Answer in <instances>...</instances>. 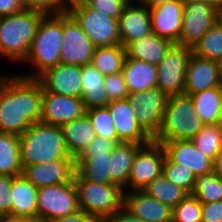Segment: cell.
Returning a JSON list of instances; mask_svg holds the SVG:
<instances>
[{
    "label": "cell",
    "instance_id": "24",
    "mask_svg": "<svg viewBox=\"0 0 222 222\" xmlns=\"http://www.w3.org/2000/svg\"><path fill=\"white\" fill-rule=\"evenodd\" d=\"M38 188L23 174L13 176L11 187V215L28 217L38 222Z\"/></svg>",
    "mask_w": 222,
    "mask_h": 222
},
{
    "label": "cell",
    "instance_id": "5",
    "mask_svg": "<svg viewBox=\"0 0 222 222\" xmlns=\"http://www.w3.org/2000/svg\"><path fill=\"white\" fill-rule=\"evenodd\" d=\"M203 125L190 95L168 96L161 126L152 140L156 142L191 140L202 129Z\"/></svg>",
    "mask_w": 222,
    "mask_h": 222
},
{
    "label": "cell",
    "instance_id": "35",
    "mask_svg": "<svg viewBox=\"0 0 222 222\" xmlns=\"http://www.w3.org/2000/svg\"><path fill=\"white\" fill-rule=\"evenodd\" d=\"M200 203H210L222 200V177L213 170L197 176L191 193Z\"/></svg>",
    "mask_w": 222,
    "mask_h": 222
},
{
    "label": "cell",
    "instance_id": "16",
    "mask_svg": "<svg viewBox=\"0 0 222 222\" xmlns=\"http://www.w3.org/2000/svg\"><path fill=\"white\" fill-rule=\"evenodd\" d=\"M76 159H55L24 166L22 174L37 188L74 181Z\"/></svg>",
    "mask_w": 222,
    "mask_h": 222
},
{
    "label": "cell",
    "instance_id": "28",
    "mask_svg": "<svg viewBox=\"0 0 222 222\" xmlns=\"http://www.w3.org/2000/svg\"><path fill=\"white\" fill-rule=\"evenodd\" d=\"M81 76V99L86 110L95 107H106L110 101L104 87L105 76L91 64L82 65Z\"/></svg>",
    "mask_w": 222,
    "mask_h": 222
},
{
    "label": "cell",
    "instance_id": "19",
    "mask_svg": "<svg viewBox=\"0 0 222 222\" xmlns=\"http://www.w3.org/2000/svg\"><path fill=\"white\" fill-rule=\"evenodd\" d=\"M107 107L113 119L119 143L145 145L152 140L137 124L135 109L128 99L111 101Z\"/></svg>",
    "mask_w": 222,
    "mask_h": 222
},
{
    "label": "cell",
    "instance_id": "11",
    "mask_svg": "<svg viewBox=\"0 0 222 222\" xmlns=\"http://www.w3.org/2000/svg\"><path fill=\"white\" fill-rule=\"evenodd\" d=\"M219 19L220 11L214 6L200 1L184 0L182 31L178 45L192 49Z\"/></svg>",
    "mask_w": 222,
    "mask_h": 222
},
{
    "label": "cell",
    "instance_id": "17",
    "mask_svg": "<svg viewBox=\"0 0 222 222\" xmlns=\"http://www.w3.org/2000/svg\"><path fill=\"white\" fill-rule=\"evenodd\" d=\"M81 65H65L47 69L37 79L47 92L81 98L82 76Z\"/></svg>",
    "mask_w": 222,
    "mask_h": 222
},
{
    "label": "cell",
    "instance_id": "49",
    "mask_svg": "<svg viewBox=\"0 0 222 222\" xmlns=\"http://www.w3.org/2000/svg\"><path fill=\"white\" fill-rule=\"evenodd\" d=\"M61 1V13L68 12L72 7L86 3L87 0H60ZM69 4H66V3Z\"/></svg>",
    "mask_w": 222,
    "mask_h": 222
},
{
    "label": "cell",
    "instance_id": "9",
    "mask_svg": "<svg viewBox=\"0 0 222 222\" xmlns=\"http://www.w3.org/2000/svg\"><path fill=\"white\" fill-rule=\"evenodd\" d=\"M79 209L74 181L38 188V222H49Z\"/></svg>",
    "mask_w": 222,
    "mask_h": 222
},
{
    "label": "cell",
    "instance_id": "25",
    "mask_svg": "<svg viewBox=\"0 0 222 222\" xmlns=\"http://www.w3.org/2000/svg\"><path fill=\"white\" fill-rule=\"evenodd\" d=\"M122 74L130 94L157 88V65L126 57Z\"/></svg>",
    "mask_w": 222,
    "mask_h": 222
},
{
    "label": "cell",
    "instance_id": "18",
    "mask_svg": "<svg viewBox=\"0 0 222 222\" xmlns=\"http://www.w3.org/2000/svg\"><path fill=\"white\" fill-rule=\"evenodd\" d=\"M184 0H172L149 8L152 32L178 44L182 31Z\"/></svg>",
    "mask_w": 222,
    "mask_h": 222
},
{
    "label": "cell",
    "instance_id": "53",
    "mask_svg": "<svg viewBox=\"0 0 222 222\" xmlns=\"http://www.w3.org/2000/svg\"><path fill=\"white\" fill-rule=\"evenodd\" d=\"M216 125L222 130V104L220 107V112H219V116H218V120L216 122Z\"/></svg>",
    "mask_w": 222,
    "mask_h": 222
},
{
    "label": "cell",
    "instance_id": "33",
    "mask_svg": "<svg viewBox=\"0 0 222 222\" xmlns=\"http://www.w3.org/2000/svg\"><path fill=\"white\" fill-rule=\"evenodd\" d=\"M141 191L172 209L188 194L181 187L167 180L163 173L143 187Z\"/></svg>",
    "mask_w": 222,
    "mask_h": 222
},
{
    "label": "cell",
    "instance_id": "55",
    "mask_svg": "<svg viewBox=\"0 0 222 222\" xmlns=\"http://www.w3.org/2000/svg\"><path fill=\"white\" fill-rule=\"evenodd\" d=\"M120 1H123V2H125L126 4H132V3H133L132 0H120Z\"/></svg>",
    "mask_w": 222,
    "mask_h": 222
},
{
    "label": "cell",
    "instance_id": "29",
    "mask_svg": "<svg viewBox=\"0 0 222 222\" xmlns=\"http://www.w3.org/2000/svg\"><path fill=\"white\" fill-rule=\"evenodd\" d=\"M141 146L142 144L121 142L111 151L108 170L110 180L112 184L119 186L124 191L128 187V176L134 156Z\"/></svg>",
    "mask_w": 222,
    "mask_h": 222
},
{
    "label": "cell",
    "instance_id": "1",
    "mask_svg": "<svg viewBox=\"0 0 222 222\" xmlns=\"http://www.w3.org/2000/svg\"><path fill=\"white\" fill-rule=\"evenodd\" d=\"M43 86L37 78L0 76V132L22 135L42 115Z\"/></svg>",
    "mask_w": 222,
    "mask_h": 222
},
{
    "label": "cell",
    "instance_id": "44",
    "mask_svg": "<svg viewBox=\"0 0 222 222\" xmlns=\"http://www.w3.org/2000/svg\"><path fill=\"white\" fill-rule=\"evenodd\" d=\"M201 222H222V200L201 203Z\"/></svg>",
    "mask_w": 222,
    "mask_h": 222
},
{
    "label": "cell",
    "instance_id": "26",
    "mask_svg": "<svg viewBox=\"0 0 222 222\" xmlns=\"http://www.w3.org/2000/svg\"><path fill=\"white\" fill-rule=\"evenodd\" d=\"M174 44L155 33L129 43L126 49L127 58H136L152 65H158Z\"/></svg>",
    "mask_w": 222,
    "mask_h": 222
},
{
    "label": "cell",
    "instance_id": "45",
    "mask_svg": "<svg viewBox=\"0 0 222 222\" xmlns=\"http://www.w3.org/2000/svg\"><path fill=\"white\" fill-rule=\"evenodd\" d=\"M49 222H101V221L95 216H92L89 213H86L85 211L79 209L75 213L55 218Z\"/></svg>",
    "mask_w": 222,
    "mask_h": 222
},
{
    "label": "cell",
    "instance_id": "42",
    "mask_svg": "<svg viewBox=\"0 0 222 222\" xmlns=\"http://www.w3.org/2000/svg\"><path fill=\"white\" fill-rule=\"evenodd\" d=\"M13 176L0 174V216L11 215Z\"/></svg>",
    "mask_w": 222,
    "mask_h": 222
},
{
    "label": "cell",
    "instance_id": "15",
    "mask_svg": "<svg viewBox=\"0 0 222 222\" xmlns=\"http://www.w3.org/2000/svg\"><path fill=\"white\" fill-rule=\"evenodd\" d=\"M86 113L81 98L47 92L43 89L41 122L62 126Z\"/></svg>",
    "mask_w": 222,
    "mask_h": 222
},
{
    "label": "cell",
    "instance_id": "31",
    "mask_svg": "<svg viewBox=\"0 0 222 222\" xmlns=\"http://www.w3.org/2000/svg\"><path fill=\"white\" fill-rule=\"evenodd\" d=\"M190 97L202 123L216 124L222 104V86L190 94Z\"/></svg>",
    "mask_w": 222,
    "mask_h": 222
},
{
    "label": "cell",
    "instance_id": "8",
    "mask_svg": "<svg viewBox=\"0 0 222 222\" xmlns=\"http://www.w3.org/2000/svg\"><path fill=\"white\" fill-rule=\"evenodd\" d=\"M118 143V140L96 136L76 159V172L85 180L112 184L108 170L111 151Z\"/></svg>",
    "mask_w": 222,
    "mask_h": 222
},
{
    "label": "cell",
    "instance_id": "43",
    "mask_svg": "<svg viewBox=\"0 0 222 222\" xmlns=\"http://www.w3.org/2000/svg\"><path fill=\"white\" fill-rule=\"evenodd\" d=\"M26 8L47 14H61L60 0H22Z\"/></svg>",
    "mask_w": 222,
    "mask_h": 222
},
{
    "label": "cell",
    "instance_id": "23",
    "mask_svg": "<svg viewBox=\"0 0 222 222\" xmlns=\"http://www.w3.org/2000/svg\"><path fill=\"white\" fill-rule=\"evenodd\" d=\"M120 44L126 47L129 43L152 33L151 16L146 5L127 4L118 18Z\"/></svg>",
    "mask_w": 222,
    "mask_h": 222
},
{
    "label": "cell",
    "instance_id": "13",
    "mask_svg": "<svg viewBox=\"0 0 222 222\" xmlns=\"http://www.w3.org/2000/svg\"><path fill=\"white\" fill-rule=\"evenodd\" d=\"M130 105L135 109L137 124L153 139L161 126L162 115L168 96L158 88L129 94Z\"/></svg>",
    "mask_w": 222,
    "mask_h": 222
},
{
    "label": "cell",
    "instance_id": "7",
    "mask_svg": "<svg viewBox=\"0 0 222 222\" xmlns=\"http://www.w3.org/2000/svg\"><path fill=\"white\" fill-rule=\"evenodd\" d=\"M68 12L95 47L120 44L118 19L108 17L86 3L72 7Z\"/></svg>",
    "mask_w": 222,
    "mask_h": 222
},
{
    "label": "cell",
    "instance_id": "40",
    "mask_svg": "<svg viewBox=\"0 0 222 222\" xmlns=\"http://www.w3.org/2000/svg\"><path fill=\"white\" fill-rule=\"evenodd\" d=\"M104 85L110 102L127 99L130 94L122 71L105 76Z\"/></svg>",
    "mask_w": 222,
    "mask_h": 222
},
{
    "label": "cell",
    "instance_id": "56",
    "mask_svg": "<svg viewBox=\"0 0 222 222\" xmlns=\"http://www.w3.org/2000/svg\"><path fill=\"white\" fill-rule=\"evenodd\" d=\"M220 19L222 20V9L220 11Z\"/></svg>",
    "mask_w": 222,
    "mask_h": 222
},
{
    "label": "cell",
    "instance_id": "21",
    "mask_svg": "<svg viewBox=\"0 0 222 222\" xmlns=\"http://www.w3.org/2000/svg\"><path fill=\"white\" fill-rule=\"evenodd\" d=\"M159 143L162 144L166 157L172 163L186 166L196 177L213 170V161L204 155L191 140H173Z\"/></svg>",
    "mask_w": 222,
    "mask_h": 222
},
{
    "label": "cell",
    "instance_id": "14",
    "mask_svg": "<svg viewBox=\"0 0 222 222\" xmlns=\"http://www.w3.org/2000/svg\"><path fill=\"white\" fill-rule=\"evenodd\" d=\"M63 45L60 63L65 65L91 64L95 46L69 13H63Z\"/></svg>",
    "mask_w": 222,
    "mask_h": 222
},
{
    "label": "cell",
    "instance_id": "22",
    "mask_svg": "<svg viewBox=\"0 0 222 222\" xmlns=\"http://www.w3.org/2000/svg\"><path fill=\"white\" fill-rule=\"evenodd\" d=\"M123 208L145 222H172V208L141 190L123 194Z\"/></svg>",
    "mask_w": 222,
    "mask_h": 222
},
{
    "label": "cell",
    "instance_id": "39",
    "mask_svg": "<svg viewBox=\"0 0 222 222\" xmlns=\"http://www.w3.org/2000/svg\"><path fill=\"white\" fill-rule=\"evenodd\" d=\"M172 222H201V203L187 194L172 210Z\"/></svg>",
    "mask_w": 222,
    "mask_h": 222
},
{
    "label": "cell",
    "instance_id": "47",
    "mask_svg": "<svg viewBox=\"0 0 222 222\" xmlns=\"http://www.w3.org/2000/svg\"><path fill=\"white\" fill-rule=\"evenodd\" d=\"M105 222H145L142 219L133 216L123 207L113 216L109 217Z\"/></svg>",
    "mask_w": 222,
    "mask_h": 222
},
{
    "label": "cell",
    "instance_id": "6",
    "mask_svg": "<svg viewBox=\"0 0 222 222\" xmlns=\"http://www.w3.org/2000/svg\"><path fill=\"white\" fill-rule=\"evenodd\" d=\"M79 208L105 222L123 207L124 191L114 184H99L74 176Z\"/></svg>",
    "mask_w": 222,
    "mask_h": 222
},
{
    "label": "cell",
    "instance_id": "27",
    "mask_svg": "<svg viewBox=\"0 0 222 222\" xmlns=\"http://www.w3.org/2000/svg\"><path fill=\"white\" fill-rule=\"evenodd\" d=\"M61 129L68 152L76 159L96 137L95 129L86 113L69 123L63 124Z\"/></svg>",
    "mask_w": 222,
    "mask_h": 222
},
{
    "label": "cell",
    "instance_id": "34",
    "mask_svg": "<svg viewBox=\"0 0 222 222\" xmlns=\"http://www.w3.org/2000/svg\"><path fill=\"white\" fill-rule=\"evenodd\" d=\"M197 56L220 62L222 60V20L219 19L192 48Z\"/></svg>",
    "mask_w": 222,
    "mask_h": 222
},
{
    "label": "cell",
    "instance_id": "46",
    "mask_svg": "<svg viewBox=\"0 0 222 222\" xmlns=\"http://www.w3.org/2000/svg\"><path fill=\"white\" fill-rule=\"evenodd\" d=\"M25 8L22 0H0V17L18 13Z\"/></svg>",
    "mask_w": 222,
    "mask_h": 222
},
{
    "label": "cell",
    "instance_id": "20",
    "mask_svg": "<svg viewBox=\"0 0 222 222\" xmlns=\"http://www.w3.org/2000/svg\"><path fill=\"white\" fill-rule=\"evenodd\" d=\"M221 86L219 62L192 53L186 70L184 94H195Z\"/></svg>",
    "mask_w": 222,
    "mask_h": 222
},
{
    "label": "cell",
    "instance_id": "38",
    "mask_svg": "<svg viewBox=\"0 0 222 222\" xmlns=\"http://www.w3.org/2000/svg\"><path fill=\"white\" fill-rule=\"evenodd\" d=\"M86 114L91 120L96 136L118 140L117 131L108 107H95L86 110Z\"/></svg>",
    "mask_w": 222,
    "mask_h": 222
},
{
    "label": "cell",
    "instance_id": "10",
    "mask_svg": "<svg viewBox=\"0 0 222 222\" xmlns=\"http://www.w3.org/2000/svg\"><path fill=\"white\" fill-rule=\"evenodd\" d=\"M192 49L174 44L157 65V88L167 96L184 94L186 70Z\"/></svg>",
    "mask_w": 222,
    "mask_h": 222
},
{
    "label": "cell",
    "instance_id": "52",
    "mask_svg": "<svg viewBox=\"0 0 222 222\" xmlns=\"http://www.w3.org/2000/svg\"><path fill=\"white\" fill-rule=\"evenodd\" d=\"M192 1H200V2H204V3H208L212 6H214L219 11H221V9H222V0H192Z\"/></svg>",
    "mask_w": 222,
    "mask_h": 222
},
{
    "label": "cell",
    "instance_id": "37",
    "mask_svg": "<svg viewBox=\"0 0 222 222\" xmlns=\"http://www.w3.org/2000/svg\"><path fill=\"white\" fill-rule=\"evenodd\" d=\"M162 173L167 180L181 187L188 194L192 193L196 176L189 168L181 164L172 163L167 157H165Z\"/></svg>",
    "mask_w": 222,
    "mask_h": 222
},
{
    "label": "cell",
    "instance_id": "48",
    "mask_svg": "<svg viewBox=\"0 0 222 222\" xmlns=\"http://www.w3.org/2000/svg\"><path fill=\"white\" fill-rule=\"evenodd\" d=\"M0 222H37V221L28 217L3 215L0 216Z\"/></svg>",
    "mask_w": 222,
    "mask_h": 222
},
{
    "label": "cell",
    "instance_id": "2",
    "mask_svg": "<svg viewBox=\"0 0 222 222\" xmlns=\"http://www.w3.org/2000/svg\"><path fill=\"white\" fill-rule=\"evenodd\" d=\"M19 144L22 167L55 159H76L68 152L60 126L41 121L33 123L19 136Z\"/></svg>",
    "mask_w": 222,
    "mask_h": 222
},
{
    "label": "cell",
    "instance_id": "12",
    "mask_svg": "<svg viewBox=\"0 0 222 222\" xmlns=\"http://www.w3.org/2000/svg\"><path fill=\"white\" fill-rule=\"evenodd\" d=\"M166 154L161 143L151 140L136 152L128 176V186L141 190L163 172Z\"/></svg>",
    "mask_w": 222,
    "mask_h": 222
},
{
    "label": "cell",
    "instance_id": "51",
    "mask_svg": "<svg viewBox=\"0 0 222 222\" xmlns=\"http://www.w3.org/2000/svg\"><path fill=\"white\" fill-rule=\"evenodd\" d=\"M137 1L142 3L143 5H146L148 8H152L154 6H158L172 0H137Z\"/></svg>",
    "mask_w": 222,
    "mask_h": 222
},
{
    "label": "cell",
    "instance_id": "30",
    "mask_svg": "<svg viewBox=\"0 0 222 222\" xmlns=\"http://www.w3.org/2000/svg\"><path fill=\"white\" fill-rule=\"evenodd\" d=\"M22 171L19 135L0 132V174L18 176Z\"/></svg>",
    "mask_w": 222,
    "mask_h": 222
},
{
    "label": "cell",
    "instance_id": "4",
    "mask_svg": "<svg viewBox=\"0 0 222 222\" xmlns=\"http://www.w3.org/2000/svg\"><path fill=\"white\" fill-rule=\"evenodd\" d=\"M63 13L47 14L40 21L28 56L23 62H31L36 72L21 75L27 78H38L47 69L60 63L63 45Z\"/></svg>",
    "mask_w": 222,
    "mask_h": 222
},
{
    "label": "cell",
    "instance_id": "32",
    "mask_svg": "<svg viewBox=\"0 0 222 222\" xmlns=\"http://www.w3.org/2000/svg\"><path fill=\"white\" fill-rule=\"evenodd\" d=\"M126 57V49L121 44L95 47L91 65L103 76H107L121 72Z\"/></svg>",
    "mask_w": 222,
    "mask_h": 222
},
{
    "label": "cell",
    "instance_id": "3",
    "mask_svg": "<svg viewBox=\"0 0 222 222\" xmlns=\"http://www.w3.org/2000/svg\"><path fill=\"white\" fill-rule=\"evenodd\" d=\"M46 14L25 8L0 17V56L23 61L28 56L38 25Z\"/></svg>",
    "mask_w": 222,
    "mask_h": 222
},
{
    "label": "cell",
    "instance_id": "54",
    "mask_svg": "<svg viewBox=\"0 0 222 222\" xmlns=\"http://www.w3.org/2000/svg\"><path fill=\"white\" fill-rule=\"evenodd\" d=\"M219 70H220V80L222 84V60L219 62Z\"/></svg>",
    "mask_w": 222,
    "mask_h": 222
},
{
    "label": "cell",
    "instance_id": "41",
    "mask_svg": "<svg viewBox=\"0 0 222 222\" xmlns=\"http://www.w3.org/2000/svg\"><path fill=\"white\" fill-rule=\"evenodd\" d=\"M86 4L104 15L118 19L127 5L120 0H87Z\"/></svg>",
    "mask_w": 222,
    "mask_h": 222
},
{
    "label": "cell",
    "instance_id": "36",
    "mask_svg": "<svg viewBox=\"0 0 222 222\" xmlns=\"http://www.w3.org/2000/svg\"><path fill=\"white\" fill-rule=\"evenodd\" d=\"M191 141L213 161L222 150V130L216 124L203 125Z\"/></svg>",
    "mask_w": 222,
    "mask_h": 222
},
{
    "label": "cell",
    "instance_id": "50",
    "mask_svg": "<svg viewBox=\"0 0 222 222\" xmlns=\"http://www.w3.org/2000/svg\"><path fill=\"white\" fill-rule=\"evenodd\" d=\"M212 165L213 171L222 177V150L217 154Z\"/></svg>",
    "mask_w": 222,
    "mask_h": 222
}]
</instances>
